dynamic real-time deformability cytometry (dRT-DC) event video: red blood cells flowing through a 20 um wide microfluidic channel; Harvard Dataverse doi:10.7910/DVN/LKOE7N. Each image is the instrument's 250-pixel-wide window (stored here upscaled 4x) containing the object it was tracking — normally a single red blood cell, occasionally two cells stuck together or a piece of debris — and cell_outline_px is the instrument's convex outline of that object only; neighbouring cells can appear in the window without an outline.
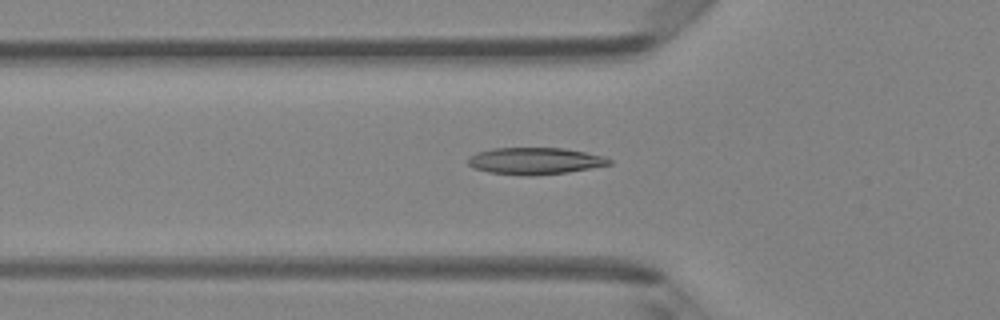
{"species": "Egyptian fruit bat (a non-hibernating species)", "species_latin": "Rousettus aegyptiacus", "temperature_condition": "room temperature", "stored_images_in_passage": 47, "camera_frame_rate_fps": 3000, "um_per_image_px": 0.085, "animal": {"sex": "female"}, "frame": {"image": 1, "passage_image": 16, "time_ms": 5.0, "image_size_px": [1000, 320], "cell_outline_px": [[612, 164], [568, 172], [528, 176], [524, 176], [488, 172], [472, 168], [468, 164], [468, 156], [476, 152], [492, 148], [564, 148], [604, 156], [612, 160]], "centroid_in_image_um": [45.43, 13.68], "position_along_channel_um": 80.4, "area_um2": 22.2}}
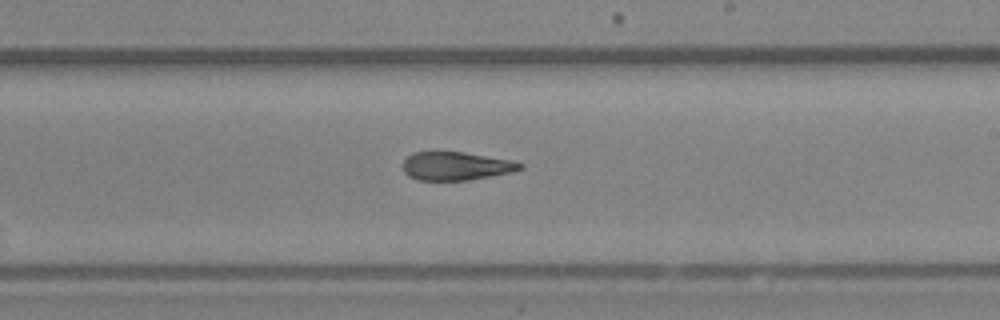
{"frame": {"image": 2, "passage_image": 28, "time_ms": 9.0, "image_size_px": [1000, 320], "cell_outline_px": [[524, 168], [512, 172], [468, 180], [416, 180], [408, 176], [404, 172], [404, 160], [412, 152], [432, 148], [436, 148], [464, 152], [508, 160], [524, 164]], "centroid_in_image_um": [38.67, 14.06], "position_along_channel_um": 250.3, "area_um2": 20.0}}
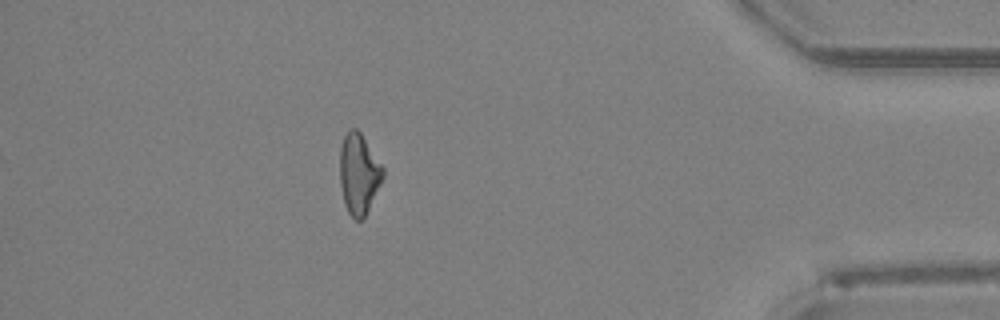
{"frame": {"image": 3, "passage_image": 42, "time_ms": 13.667, "image_size_px": [1000, 320], "cell_outline_px": [[384, 176], [364, 220], [356, 220], [348, 212], [344, 204], [340, 184], [340, 148], [344, 136], [352, 128], [356, 128], [360, 132], [384, 168]], "centroid_in_image_um": [30.5, 14.81], "position_along_channel_um": 404.7, "area_um2": 20.23}, "authors_computed_cell_mechanics": {"area_um2": 20.8658, "velocity_mm_per_s": 4.2525, "shape_relaxation_time_tau1_ms": 5.0789, "shape_relaxation_time_tau2_ms": 2.6763, "deformation_change_tau1": 0.1354, "deformation_change_tau2": 0.1082}}